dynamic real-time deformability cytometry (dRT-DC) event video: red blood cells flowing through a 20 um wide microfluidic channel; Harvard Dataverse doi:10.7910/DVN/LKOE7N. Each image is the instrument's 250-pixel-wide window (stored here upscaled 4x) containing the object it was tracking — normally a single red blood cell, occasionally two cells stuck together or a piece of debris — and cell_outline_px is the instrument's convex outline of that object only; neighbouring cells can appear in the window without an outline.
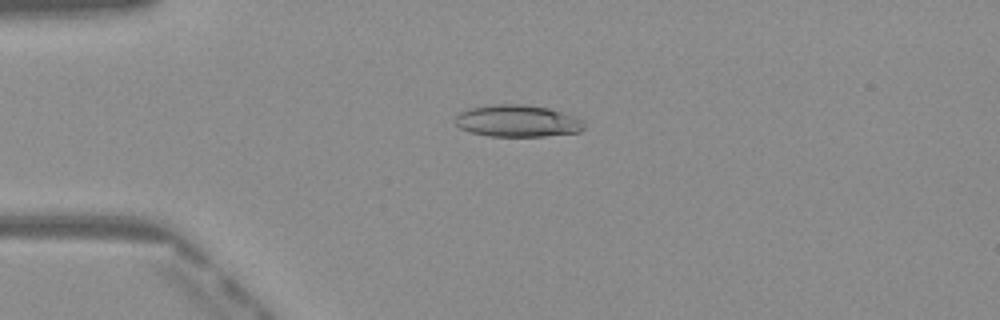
{"species": "Egyptian fruit bat (a non-hibernating species)", "species_latin": "Rousettus aegyptiacus", "temperature_condition": "warm", "stored_images_in_passage": 38, "camera_frame_rate_fps": 3000, "um_per_image_px": 0.085, "frame": {"image": 1, "passage_image": 1, "time_ms": 0.0, "image_size_px": [1000, 320], "cell_outline_px": [[584, 128], [580, 132], [544, 136], [488, 136], [472, 132], [460, 128], [456, 124], [456, 116], [460, 112], [468, 108], [492, 104], [524, 104], [548, 108], [576, 116], [584, 124]], "centroid_in_image_um": [43.98, 10.27], "position_along_channel_um": 41.0, "area_um2": 23.99}}
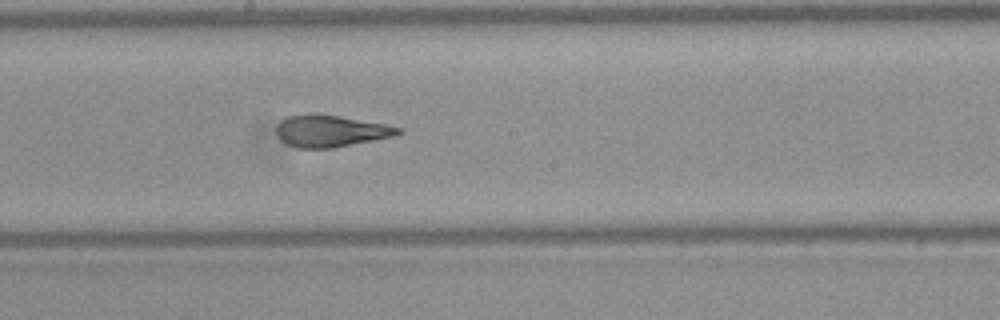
{"frame": {"image": 2, "passage_image": 16, "time_ms": 5.0, "image_size_px": [1000, 320], "cell_outline_px": [[404, 132], [396, 136], [332, 148], [296, 148], [280, 140], [276, 136], [276, 124], [280, 120], [288, 116], [340, 116], [384, 124], [400, 128]], "centroid_in_image_um": [28.1, 11.17], "position_along_channel_um": 220.1, "area_um2": 22.14}}
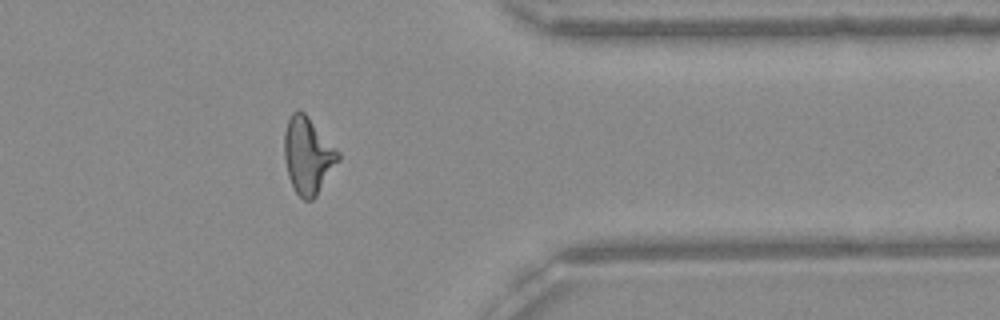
{"frame": {"image": 3, "passage_image": 29, "time_ms": 9.333, "image_size_px": [1000, 320], "cell_outline_px": [[340, 160], [316, 196], [312, 200], [304, 200], [296, 192], [288, 176], [284, 160], [284, 132], [288, 120], [292, 112], [304, 112], [308, 116], [340, 152]], "centroid_in_image_um": [26.18, 13.23], "position_along_channel_um": 385.2, "area_um2": 23.99}, "authors_computed_cell_mechanics": {"area_um2": 23.2067, "velocity_mm_per_s": 4.1186, "shape_relaxation_time_tau1_ms": 7.1137, "shape_relaxation_time_tau2_ms": 1.4446, "deformation_change_tau1": 0.2386, "deformation_change_tau2": 0.097}}